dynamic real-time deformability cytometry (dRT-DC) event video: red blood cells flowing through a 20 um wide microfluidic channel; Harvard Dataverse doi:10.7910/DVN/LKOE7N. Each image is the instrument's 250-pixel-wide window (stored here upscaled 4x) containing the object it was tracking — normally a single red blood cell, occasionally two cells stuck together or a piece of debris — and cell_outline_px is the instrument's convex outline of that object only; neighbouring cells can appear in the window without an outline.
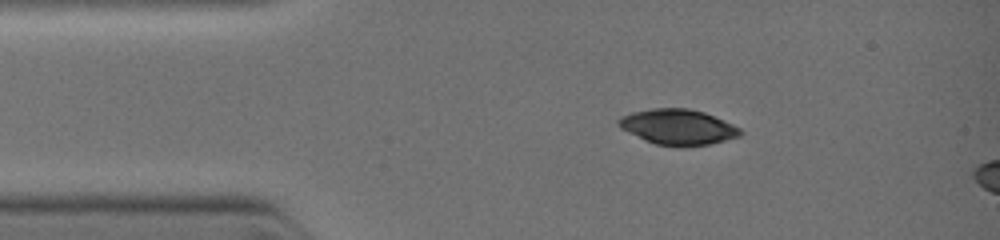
{"species": "common noctule bat (a hibernating species)", "species_latin": "Nyctalus noctula", "temperature_condition": "warm", "stored_images_in_passage": 6, "camera_frame_rate_fps": 3000, "um_per_image_px": 0.085, "animal": {"sex": "female", "body_mass_g": 19.0, "forearm_length_mm": 51.5}, "frame": {"image": 1, "passage_image": 1, "time_ms": 0.0, "image_size_px": [1000, 240], "cell_outline_px": [[744, 132], [740, 136], [708, 144], [656, 144], [644, 140], [620, 128], [616, 124], [616, 120], [620, 116], [632, 112], [652, 108], [688, 108], [704, 112], [732, 124], [740, 128]], "centroid_in_image_um": [57.58, 10.75], "position_along_channel_um": 27.4, "area_um2": 24.62}}